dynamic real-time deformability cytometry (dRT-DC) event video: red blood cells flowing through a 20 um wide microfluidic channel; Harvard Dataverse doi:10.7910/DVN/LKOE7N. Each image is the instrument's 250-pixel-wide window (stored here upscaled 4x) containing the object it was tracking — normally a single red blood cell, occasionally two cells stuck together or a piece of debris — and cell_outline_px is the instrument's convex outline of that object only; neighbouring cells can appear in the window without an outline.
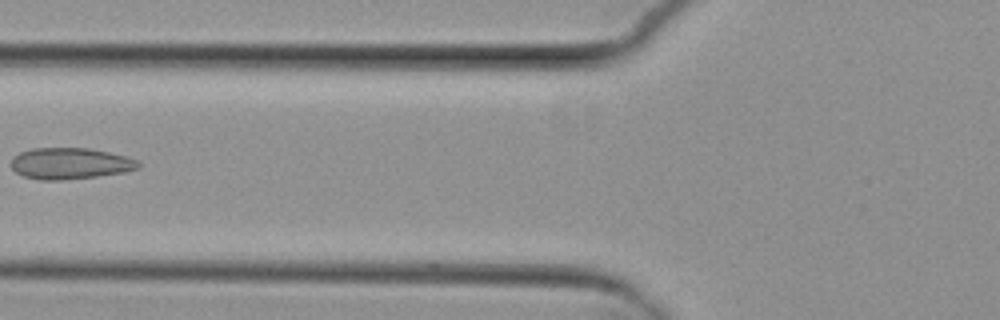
{"species": "common noctule bat (a hibernating species)", "species_latin": "Nyctalus noctula", "temperature_condition": "cold", "stored_images_in_passage": 5, "camera_frame_rate_fps": 3000, "um_per_image_px": 0.085, "animal": {"sex": "female", "body_mass_g": 29.2, "forearm_length_mm": 56.3}, "frame": {"image": 1, "passage_image": 5, "time_ms": 6.0, "image_size_px": [1000, 320], "cell_outline_px": [[140, 168], [124, 172], [96, 176], [60, 180], [40, 180], [24, 176], [16, 172], [12, 168], [12, 156], [20, 152], [32, 148], [88, 148], [108, 152], [124, 156], [136, 160], [140, 164]], "centroid_in_image_um": [5.94, 13.89], "position_along_channel_um": 119.9, "area_um2": 23.06}}